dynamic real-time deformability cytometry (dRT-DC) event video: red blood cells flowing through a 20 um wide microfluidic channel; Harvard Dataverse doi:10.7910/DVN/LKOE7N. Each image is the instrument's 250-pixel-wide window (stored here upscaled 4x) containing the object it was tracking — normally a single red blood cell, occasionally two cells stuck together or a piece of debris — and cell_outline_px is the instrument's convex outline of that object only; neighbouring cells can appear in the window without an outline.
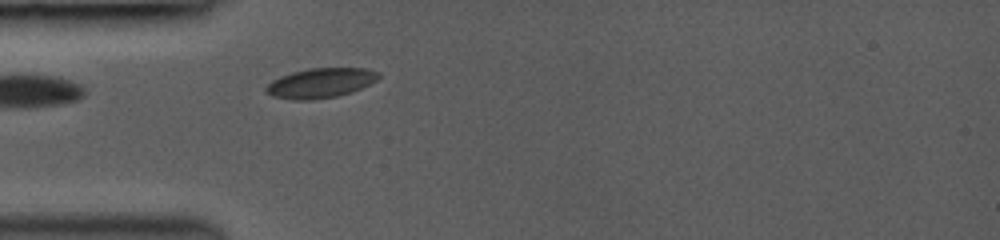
{"species": "common noctule bat (a hibernating species)", "species_latin": "Nyctalus noctula", "temperature_condition": "room temperature", "stored_images_in_passage": 1, "camera_frame_rate_fps": 3000, "um_per_image_px": 0.085, "animal": {"sex": "female", "body_mass_g": 19.0, "forearm_length_mm": 53.3}, "frame": {"image": 1, "passage_image": 1, "time_ms": 0.0, "image_size_px": [1000, 240], "cell_outline_px": [[380, 76], [376, 80], [352, 92], [336, 96], [312, 100], [292, 100], [272, 96], [264, 92], [264, 88], [272, 80], [280, 76], [292, 72], [308, 68], [364, 68], [380, 72]], "centroid_in_image_um": [27.2, 7.05], "position_along_channel_um": 57.8, "area_um2": 19.59}}